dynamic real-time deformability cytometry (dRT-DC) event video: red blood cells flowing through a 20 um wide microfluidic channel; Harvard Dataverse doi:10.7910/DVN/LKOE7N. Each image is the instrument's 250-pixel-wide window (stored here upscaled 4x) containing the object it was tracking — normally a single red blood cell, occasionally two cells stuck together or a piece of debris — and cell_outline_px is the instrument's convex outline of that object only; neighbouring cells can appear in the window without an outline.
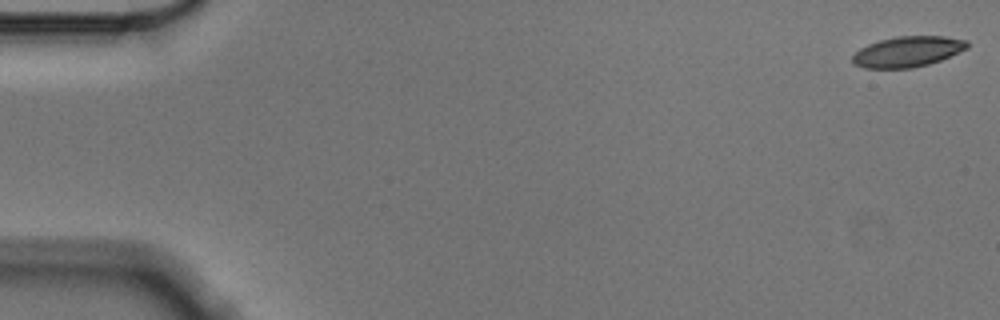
{"species": "Egyptian fruit bat (a non-hibernating species)", "species_latin": "Rousettus aegyptiacus", "temperature_condition": "cold", "stored_images_in_passage": 17, "camera_frame_rate_fps": 3000, "um_per_image_px": 0.085, "animal": {"sex": "male"}, "frame": {"image": 1, "passage_image": 1, "time_ms": 0.0, "image_size_px": [1000, 320], "cell_outline_px": [[968, 48], [940, 60], [928, 64], [912, 68], [864, 68], [856, 64], [852, 60], [852, 56], [860, 48], [868, 44], [880, 40], [896, 36], [944, 36], [968, 40]], "centroid_in_image_um": [77.16, 4.38], "position_along_channel_um": 7.8, "area_um2": 20.35}}
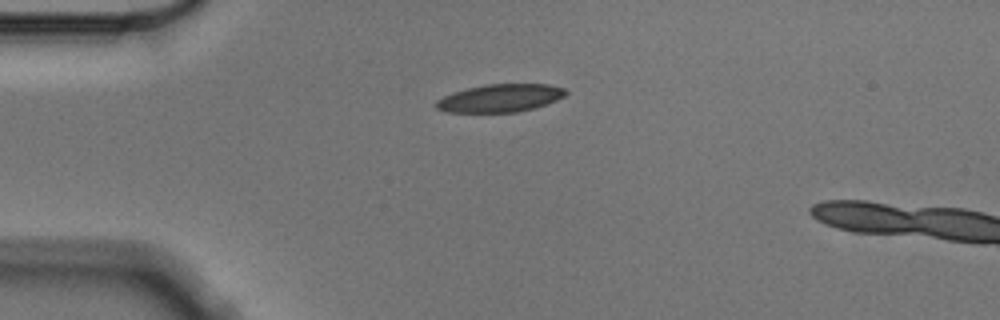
{"frame": {"image": 2, "passage_image": 14, "time_ms": 4.333, "image_size_px": [1000, 320], "cell_outline_px": [[568, 92], [564, 96], [556, 100], [532, 108], [516, 112], [444, 112], [436, 108], [432, 104], [436, 100], [452, 92], [484, 84], [548, 84], [564, 88]], "centroid_in_image_um": [42.45, 8.33], "position_along_channel_um": 42.5, "area_um2": 21.04}}